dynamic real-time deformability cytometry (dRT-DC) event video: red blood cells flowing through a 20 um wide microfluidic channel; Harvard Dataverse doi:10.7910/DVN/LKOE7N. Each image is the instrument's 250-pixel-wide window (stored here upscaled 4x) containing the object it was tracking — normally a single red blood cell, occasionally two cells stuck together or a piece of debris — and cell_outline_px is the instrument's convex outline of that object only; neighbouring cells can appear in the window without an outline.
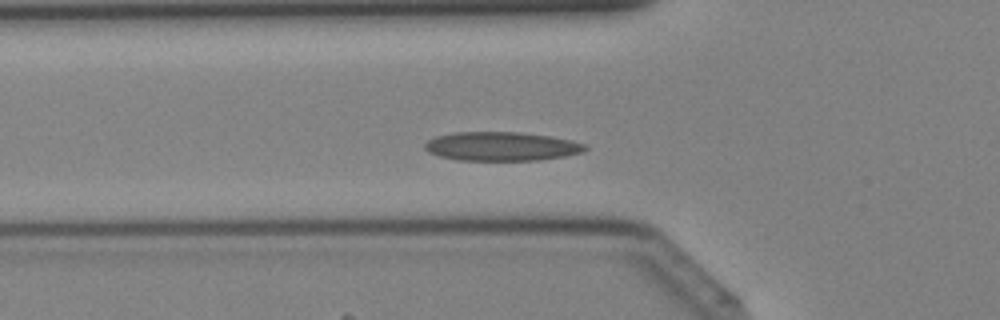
{"species": "Egyptian fruit bat (a non-hibernating species)", "species_latin": "Rousettus aegyptiacus", "temperature_condition": "cold", "stored_images_in_passage": 39, "camera_frame_rate_fps": 3000, "um_per_image_px": 0.085, "animal": {"sex": "female"}, "frame": {"image": 1, "passage_image": 12, "time_ms": 3.667, "image_size_px": [1000, 320], "cell_outline_px": [[588, 148], [584, 152], [564, 156], [540, 160], [456, 160], [440, 156], [428, 152], [424, 148], [424, 144], [428, 140], [436, 136], [456, 132], [520, 132], [552, 136], [572, 140], [588, 144]], "centroid_in_image_um": [42.67, 12.44], "position_along_channel_um": 83.1, "area_um2": 27.22}}
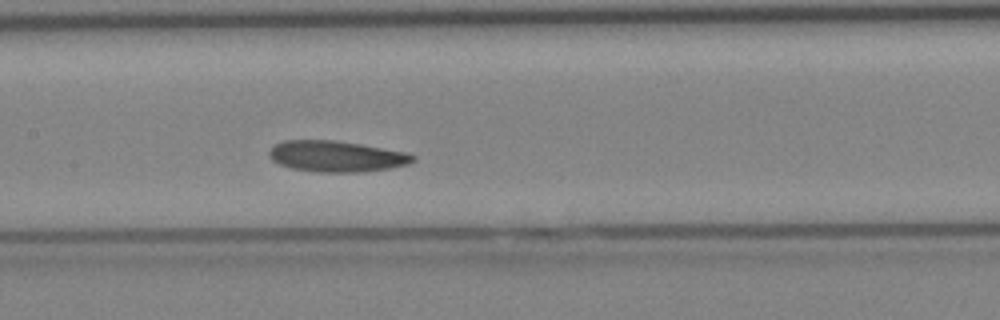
{"frame": {"image": 2, "passage_image": 18, "time_ms": 5.667, "image_size_px": [1000, 320], "cell_outline_px": [[416, 160], [408, 164], [388, 168], [360, 172], [316, 172], [292, 168], [280, 164], [272, 160], [268, 156], [268, 152], [276, 144], [284, 140], [336, 140], [360, 144], [404, 152], [416, 156]], "centroid_in_image_um": [28.57, 13.28], "position_along_channel_um": 178.8, "area_um2": 25.84}}
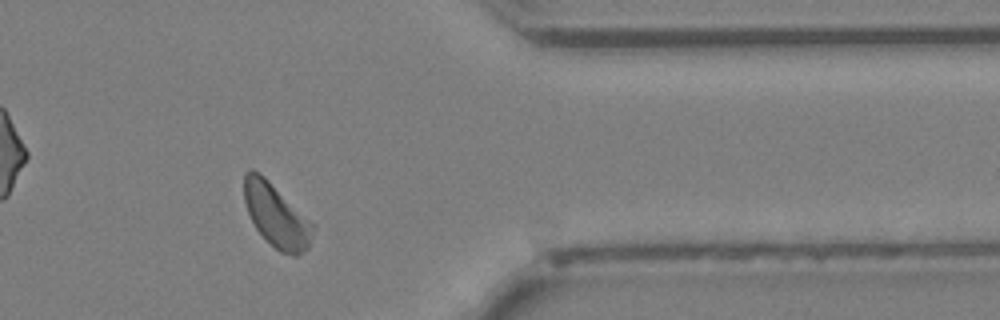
{"frame": {"image": 3, "passage_image": 32, "time_ms": 10.333, "image_size_px": [1000, 320], "cell_outline_px": [[316, 228], [308, 248], [304, 252], [296, 256], [292, 256], [280, 252], [256, 228], [248, 212], [244, 200], [244, 172], [248, 168], [252, 168], [264, 176], [316, 224]], "centroid_in_image_um": [23.53, 18.31], "position_along_channel_um": 387.9, "area_um2": 25.55}}